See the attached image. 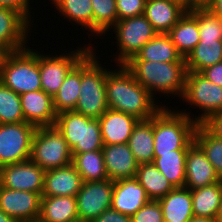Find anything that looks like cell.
<instances>
[{"mask_svg": "<svg viewBox=\"0 0 222 222\" xmlns=\"http://www.w3.org/2000/svg\"><path fill=\"white\" fill-rule=\"evenodd\" d=\"M115 67L107 73L106 79L109 109L132 115L138 120H148L162 107H166L135 80L125 65H116Z\"/></svg>", "mask_w": 222, "mask_h": 222, "instance_id": "obj_1", "label": "cell"}, {"mask_svg": "<svg viewBox=\"0 0 222 222\" xmlns=\"http://www.w3.org/2000/svg\"><path fill=\"white\" fill-rule=\"evenodd\" d=\"M125 67L133 74L135 80L147 89L151 95L159 101V96L164 95L161 99H169L174 96L178 101L181 100L184 91L187 76L185 62H158L147 60H129ZM170 95V96H169ZM176 96V97H175Z\"/></svg>", "mask_w": 222, "mask_h": 222, "instance_id": "obj_2", "label": "cell"}, {"mask_svg": "<svg viewBox=\"0 0 222 222\" xmlns=\"http://www.w3.org/2000/svg\"><path fill=\"white\" fill-rule=\"evenodd\" d=\"M97 49V46L94 45L81 59L79 99L74 110L93 119H99L109 109L106 96V79L107 73L111 69L102 65L100 60L103 58L100 57L103 56L98 55Z\"/></svg>", "mask_w": 222, "mask_h": 222, "instance_id": "obj_3", "label": "cell"}, {"mask_svg": "<svg viewBox=\"0 0 222 222\" xmlns=\"http://www.w3.org/2000/svg\"><path fill=\"white\" fill-rule=\"evenodd\" d=\"M154 115V153L188 150L194 143L197 122L166 103ZM177 110V111H176Z\"/></svg>", "mask_w": 222, "mask_h": 222, "instance_id": "obj_4", "label": "cell"}, {"mask_svg": "<svg viewBox=\"0 0 222 222\" xmlns=\"http://www.w3.org/2000/svg\"><path fill=\"white\" fill-rule=\"evenodd\" d=\"M28 47L9 52L0 70V82L18 95L41 90L39 51Z\"/></svg>", "mask_w": 222, "mask_h": 222, "instance_id": "obj_5", "label": "cell"}, {"mask_svg": "<svg viewBox=\"0 0 222 222\" xmlns=\"http://www.w3.org/2000/svg\"><path fill=\"white\" fill-rule=\"evenodd\" d=\"M56 128L76 154L102 150L104 144L98 119H93L75 111H66L57 115Z\"/></svg>", "mask_w": 222, "mask_h": 222, "instance_id": "obj_6", "label": "cell"}, {"mask_svg": "<svg viewBox=\"0 0 222 222\" xmlns=\"http://www.w3.org/2000/svg\"><path fill=\"white\" fill-rule=\"evenodd\" d=\"M181 99L183 103L190 105L189 108L202 111L197 116L192 111L178 110L198 124L205 122L212 114L222 111V87L207 80L199 72H187L185 91Z\"/></svg>", "mask_w": 222, "mask_h": 222, "instance_id": "obj_7", "label": "cell"}, {"mask_svg": "<svg viewBox=\"0 0 222 222\" xmlns=\"http://www.w3.org/2000/svg\"><path fill=\"white\" fill-rule=\"evenodd\" d=\"M110 32L112 39H116L118 49V53H113L111 59V63L115 61V65H124L158 34L144 15L118 20L107 35H110ZM112 32L115 35H112Z\"/></svg>", "mask_w": 222, "mask_h": 222, "instance_id": "obj_8", "label": "cell"}, {"mask_svg": "<svg viewBox=\"0 0 222 222\" xmlns=\"http://www.w3.org/2000/svg\"><path fill=\"white\" fill-rule=\"evenodd\" d=\"M30 160L45 171L72 163L71 149L55 125L36 128Z\"/></svg>", "mask_w": 222, "mask_h": 222, "instance_id": "obj_9", "label": "cell"}, {"mask_svg": "<svg viewBox=\"0 0 222 222\" xmlns=\"http://www.w3.org/2000/svg\"><path fill=\"white\" fill-rule=\"evenodd\" d=\"M95 43L79 44L74 48L70 47L68 52L62 49L51 55L45 51H39V70L42 90L52 97L58 92L63 81L71 69L93 48ZM83 46V47H82ZM77 48V49H76ZM74 49V50H71ZM59 54V55H57Z\"/></svg>", "mask_w": 222, "mask_h": 222, "instance_id": "obj_10", "label": "cell"}, {"mask_svg": "<svg viewBox=\"0 0 222 222\" xmlns=\"http://www.w3.org/2000/svg\"><path fill=\"white\" fill-rule=\"evenodd\" d=\"M36 128L27 122L0 124V168L30 159Z\"/></svg>", "mask_w": 222, "mask_h": 222, "instance_id": "obj_11", "label": "cell"}, {"mask_svg": "<svg viewBox=\"0 0 222 222\" xmlns=\"http://www.w3.org/2000/svg\"><path fill=\"white\" fill-rule=\"evenodd\" d=\"M114 181L83 182L76 195L79 222H92L112 205Z\"/></svg>", "mask_w": 222, "mask_h": 222, "instance_id": "obj_12", "label": "cell"}, {"mask_svg": "<svg viewBox=\"0 0 222 222\" xmlns=\"http://www.w3.org/2000/svg\"><path fill=\"white\" fill-rule=\"evenodd\" d=\"M45 170L30 159L0 168V185L12 190H24L42 195Z\"/></svg>", "mask_w": 222, "mask_h": 222, "instance_id": "obj_13", "label": "cell"}, {"mask_svg": "<svg viewBox=\"0 0 222 222\" xmlns=\"http://www.w3.org/2000/svg\"><path fill=\"white\" fill-rule=\"evenodd\" d=\"M42 195L24 190H12L0 185V210L16 222H37Z\"/></svg>", "mask_w": 222, "mask_h": 222, "instance_id": "obj_14", "label": "cell"}, {"mask_svg": "<svg viewBox=\"0 0 222 222\" xmlns=\"http://www.w3.org/2000/svg\"><path fill=\"white\" fill-rule=\"evenodd\" d=\"M33 27L18 11L0 7V46L8 52L28 47Z\"/></svg>", "mask_w": 222, "mask_h": 222, "instance_id": "obj_15", "label": "cell"}, {"mask_svg": "<svg viewBox=\"0 0 222 222\" xmlns=\"http://www.w3.org/2000/svg\"><path fill=\"white\" fill-rule=\"evenodd\" d=\"M220 181L205 153L194 142L187 150L184 187L195 190Z\"/></svg>", "mask_w": 222, "mask_h": 222, "instance_id": "obj_16", "label": "cell"}, {"mask_svg": "<svg viewBox=\"0 0 222 222\" xmlns=\"http://www.w3.org/2000/svg\"><path fill=\"white\" fill-rule=\"evenodd\" d=\"M25 122L36 127L53 126L57 114L53 107V97L42 89L20 95Z\"/></svg>", "mask_w": 222, "mask_h": 222, "instance_id": "obj_17", "label": "cell"}, {"mask_svg": "<svg viewBox=\"0 0 222 222\" xmlns=\"http://www.w3.org/2000/svg\"><path fill=\"white\" fill-rule=\"evenodd\" d=\"M102 153L108 179L117 181L135 177L139 164L127 143L104 145Z\"/></svg>", "mask_w": 222, "mask_h": 222, "instance_id": "obj_18", "label": "cell"}, {"mask_svg": "<svg viewBox=\"0 0 222 222\" xmlns=\"http://www.w3.org/2000/svg\"><path fill=\"white\" fill-rule=\"evenodd\" d=\"M150 201L135 177L114 181L111 208L132 216Z\"/></svg>", "mask_w": 222, "mask_h": 222, "instance_id": "obj_19", "label": "cell"}, {"mask_svg": "<svg viewBox=\"0 0 222 222\" xmlns=\"http://www.w3.org/2000/svg\"><path fill=\"white\" fill-rule=\"evenodd\" d=\"M187 10L177 0H147L143 15L157 33L167 34Z\"/></svg>", "mask_w": 222, "mask_h": 222, "instance_id": "obj_20", "label": "cell"}, {"mask_svg": "<svg viewBox=\"0 0 222 222\" xmlns=\"http://www.w3.org/2000/svg\"><path fill=\"white\" fill-rule=\"evenodd\" d=\"M104 145L127 143L138 119L124 112L108 109L99 119Z\"/></svg>", "mask_w": 222, "mask_h": 222, "instance_id": "obj_21", "label": "cell"}, {"mask_svg": "<svg viewBox=\"0 0 222 222\" xmlns=\"http://www.w3.org/2000/svg\"><path fill=\"white\" fill-rule=\"evenodd\" d=\"M83 181L71 163L64 167L45 171L42 196L76 197Z\"/></svg>", "mask_w": 222, "mask_h": 222, "instance_id": "obj_22", "label": "cell"}, {"mask_svg": "<svg viewBox=\"0 0 222 222\" xmlns=\"http://www.w3.org/2000/svg\"><path fill=\"white\" fill-rule=\"evenodd\" d=\"M157 201L164 222H189L194 216L191 190L186 187H176Z\"/></svg>", "mask_w": 222, "mask_h": 222, "instance_id": "obj_23", "label": "cell"}, {"mask_svg": "<svg viewBox=\"0 0 222 222\" xmlns=\"http://www.w3.org/2000/svg\"><path fill=\"white\" fill-rule=\"evenodd\" d=\"M37 222H79L76 197L42 196Z\"/></svg>", "mask_w": 222, "mask_h": 222, "instance_id": "obj_24", "label": "cell"}, {"mask_svg": "<svg viewBox=\"0 0 222 222\" xmlns=\"http://www.w3.org/2000/svg\"><path fill=\"white\" fill-rule=\"evenodd\" d=\"M137 163L147 164L154 161V116L139 120L127 142Z\"/></svg>", "mask_w": 222, "mask_h": 222, "instance_id": "obj_25", "label": "cell"}, {"mask_svg": "<svg viewBox=\"0 0 222 222\" xmlns=\"http://www.w3.org/2000/svg\"><path fill=\"white\" fill-rule=\"evenodd\" d=\"M49 2L48 4H52V8L58 11L57 16H63V20L68 19V23L71 22V24L81 26L79 29L88 31L86 32L87 35L90 36L91 34L90 38L91 40L93 39V8L91 0H49Z\"/></svg>", "mask_w": 222, "mask_h": 222, "instance_id": "obj_26", "label": "cell"}, {"mask_svg": "<svg viewBox=\"0 0 222 222\" xmlns=\"http://www.w3.org/2000/svg\"><path fill=\"white\" fill-rule=\"evenodd\" d=\"M130 60H147L158 62H185V58L177 51L168 34L158 33L148 41Z\"/></svg>", "mask_w": 222, "mask_h": 222, "instance_id": "obj_27", "label": "cell"}, {"mask_svg": "<svg viewBox=\"0 0 222 222\" xmlns=\"http://www.w3.org/2000/svg\"><path fill=\"white\" fill-rule=\"evenodd\" d=\"M167 34L177 51L186 58L200 41L198 20L187 10Z\"/></svg>", "mask_w": 222, "mask_h": 222, "instance_id": "obj_28", "label": "cell"}, {"mask_svg": "<svg viewBox=\"0 0 222 222\" xmlns=\"http://www.w3.org/2000/svg\"><path fill=\"white\" fill-rule=\"evenodd\" d=\"M222 61V40H200L185 58L187 71L201 72Z\"/></svg>", "mask_w": 222, "mask_h": 222, "instance_id": "obj_29", "label": "cell"}, {"mask_svg": "<svg viewBox=\"0 0 222 222\" xmlns=\"http://www.w3.org/2000/svg\"><path fill=\"white\" fill-rule=\"evenodd\" d=\"M186 155L187 150L154 153L153 163L175 188L185 185Z\"/></svg>", "mask_w": 222, "mask_h": 222, "instance_id": "obj_30", "label": "cell"}, {"mask_svg": "<svg viewBox=\"0 0 222 222\" xmlns=\"http://www.w3.org/2000/svg\"><path fill=\"white\" fill-rule=\"evenodd\" d=\"M81 83V60L65 77L58 92L53 96V107L56 114L74 111L79 99Z\"/></svg>", "mask_w": 222, "mask_h": 222, "instance_id": "obj_31", "label": "cell"}, {"mask_svg": "<svg viewBox=\"0 0 222 222\" xmlns=\"http://www.w3.org/2000/svg\"><path fill=\"white\" fill-rule=\"evenodd\" d=\"M135 178L150 200L157 201L175 188L154 163L140 164Z\"/></svg>", "mask_w": 222, "mask_h": 222, "instance_id": "obj_32", "label": "cell"}, {"mask_svg": "<svg viewBox=\"0 0 222 222\" xmlns=\"http://www.w3.org/2000/svg\"><path fill=\"white\" fill-rule=\"evenodd\" d=\"M191 197L194 216L216 218L222 200V180L191 190Z\"/></svg>", "mask_w": 222, "mask_h": 222, "instance_id": "obj_33", "label": "cell"}, {"mask_svg": "<svg viewBox=\"0 0 222 222\" xmlns=\"http://www.w3.org/2000/svg\"><path fill=\"white\" fill-rule=\"evenodd\" d=\"M72 164L83 182L108 179L102 150L76 154L72 157Z\"/></svg>", "mask_w": 222, "mask_h": 222, "instance_id": "obj_34", "label": "cell"}, {"mask_svg": "<svg viewBox=\"0 0 222 222\" xmlns=\"http://www.w3.org/2000/svg\"><path fill=\"white\" fill-rule=\"evenodd\" d=\"M194 142L205 153L216 174L222 180V139L213 135L203 124H197Z\"/></svg>", "mask_w": 222, "mask_h": 222, "instance_id": "obj_35", "label": "cell"}, {"mask_svg": "<svg viewBox=\"0 0 222 222\" xmlns=\"http://www.w3.org/2000/svg\"><path fill=\"white\" fill-rule=\"evenodd\" d=\"M93 8V36L105 39V34L117 23L116 0H91ZM100 36V37H99ZM103 36V37H102Z\"/></svg>", "mask_w": 222, "mask_h": 222, "instance_id": "obj_36", "label": "cell"}, {"mask_svg": "<svg viewBox=\"0 0 222 222\" xmlns=\"http://www.w3.org/2000/svg\"><path fill=\"white\" fill-rule=\"evenodd\" d=\"M188 11L198 20L200 40H222V19L203 4Z\"/></svg>", "mask_w": 222, "mask_h": 222, "instance_id": "obj_37", "label": "cell"}, {"mask_svg": "<svg viewBox=\"0 0 222 222\" xmlns=\"http://www.w3.org/2000/svg\"><path fill=\"white\" fill-rule=\"evenodd\" d=\"M25 122L20 95L0 82V124Z\"/></svg>", "mask_w": 222, "mask_h": 222, "instance_id": "obj_38", "label": "cell"}, {"mask_svg": "<svg viewBox=\"0 0 222 222\" xmlns=\"http://www.w3.org/2000/svg\"><path fill=\"white\" fill-rule=\"evenodd\" d=\"M132 222H164L158 201L150 200L131 216Z\"/></svg>", "mask_w": 222, "mask_h": 222, "instance_id": "obj_39", "label": "cell"}, {"mask_svg": "<svg viewBox=\"0 0 222 222\" xmlns=\"http://www.w3.org/2000/svg\"><path fill=\"white\" fill-rule=\"evenodd\" d=\"M147 0H116L118 20L141 16Z\"/></svg>", "mask_w": 222, "mask_h": 222, "instance_id": "obj_40", "label": "cell"}, {"mask_svg": "<svg viewBox=\"0 0 222 222\" xmlns=\"http://www.w3.org/2000/svg\"><path fill=\"white\" fill-rule=\"evenodd\" d=\"M31 0H0V7H6L18 11L32 26L36 25L33 23L34 16H32L33 4ZM31 3V4H30ZM33 18V19H32Z\"/></svg>", "mask_w": 222, "mask_h": 222, "instance_id": "obj_41", "label": "cell"}, {"mask_svg": "<svg viewBox=\"0 0 222 222\" xmlns=\"http://www.w3.org/2000/svg\"><path fill=\"white\" fill-rule=\"evenodd\" d=\"M92 222H132V219L131 216L110 208L101 213Z\"/></svg>", "mask_w": 222, "mask_h": 222, "instance_id": "obj_42", "label": "cell"}, {"mask_svg": "<svg viewBox=\"0 0 222 222\" xmlns=\"http://www.w3.org/2000/svg\"><path fill=\"white\" fill-rule=\"evenodd\" d=\"M213 135L222 139V111L212 114L202 123Z\"/></svg>", "mask_w": 222, "mask_h": 222, "instance_id": "obj_43", "label": "cell"}, {"mask_svg": "<svg viewBox=\"0 0 222 222\" xmlns=\"http://www.w3.org/2000/svg\"><path fill=\"white\" fill-rule=\"evenodd\" d=\"M207 80L222 87V61L200 72Z\"/></svg>", "mask_w": 222, "mask_h": 222, "instance_id": "obj_44", "label": "cell"}, {"mask_svg": "<svg viewBox=\"0 0 222 222\" xmlns=\"http://www.w3.org/2000/svg\"><path fill=\"white\" fill-rule=\"evenodd\" d=\"M203 5L222 19V0H203Z\"/></svg>", "mask_w": 222, "mask_h": 222, "instance_id": "obj_45", "label": "cell"}, {"mask_svg": "<svg viewBox=\"0 0 222 222\" xmlns=\"http://www.w3.org/2000/svg\"><path fill=\"white\" fill-rule=\"evenodd\" d=\"M185 5L188 9L203 4V0H177Z\"/></svg>", "mask_w": 222, "mask_h": 222, "instance_id": "obj_46", "label": "cell"}, {"mask_svg": "<svg viewBox=\"0 0 222 222\" xmlns=\"http://www.w3.org/2000/svg\"><path fill=\"white\" fill-rule=\"evenodd\" d=\"M189 222H217L216 218L193 216Z\"/></svg>", "mask_w": 222, "mask_h": 222, "instance_id": "obj_47", "label": "cell"}, {"mask_svg": "<svg viewBox=\"0 0 222 222\" xmlns=\"http://www.w3.org/2000/svg\"><path fill=\"white\" fill-rule=\"evenodd\" d=\"M0 222H16L12 217L0 210Z\"/></svg>", "mask_w": 222, "mask_h": 222, "instance_id": "obj_48", "label": "cell"}, {"mask_svg": "<svg viewBox=\"0 0 222 222\" xmlns=\"http://www.w3.org/2000/svg\"><path fill=\"white\" fill-rule=\"evenodd\" d=\"M8 53L9 52L5 48L0 46V70Z\"/></svg>", "mask_w": 222, "mask_h": 222, "instance_id": "obj_49", "label": "cell"}, {"mask_svg": "<svg viewBox=\"0 0 222 222\" xmlns=\"http://www.w3.org/2000/svg\"><path fill=\"white\" fill-rule=\"evenodd\" d=\"M216 220L217 222H222V200H221V203H220L217 215H216Z\"/></svg>", "mask_w": 222, "mask_h": 222, "instance_id": "obj_50", "label": "cell"}]
</instances>
